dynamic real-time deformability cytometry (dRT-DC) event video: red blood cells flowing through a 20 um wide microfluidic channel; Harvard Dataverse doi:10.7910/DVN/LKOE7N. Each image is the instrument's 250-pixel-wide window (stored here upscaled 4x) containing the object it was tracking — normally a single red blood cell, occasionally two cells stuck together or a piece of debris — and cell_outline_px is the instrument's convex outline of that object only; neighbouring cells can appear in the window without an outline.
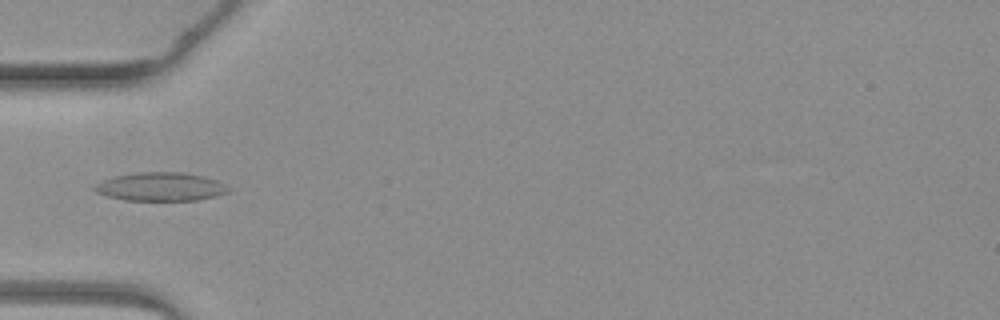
{"species": "common noctule bat (a hibernating species)", "species_latin": "Nyctalus noctula", "temperature_condition": "warm", "stored_images_in_passage": 5, "camera_frame_rate_fps": 3000, "um_per_image_px": 0.085, "animal": {"sex": "female", "body_mass_g": 19.3, "forearm_length_mm": 54.1}, "frame": {"image": 1, "passage_image": 5, "time_ms": 4.667, "image_size_px": [1000, 320], "cell_outline_px": [[232, 188], [228, 192], [216, 196], [196, 200], [124, 200], [108, 196], [96, 192], [92, 188], [100, 180], [112, 176], [136, 172], [180, 172], [204, 176], [216, 180]], "centroid_in_image_um": [13.63, 15.86], "position_along_channel_um": 71.4, "area_um2": 22.37}}